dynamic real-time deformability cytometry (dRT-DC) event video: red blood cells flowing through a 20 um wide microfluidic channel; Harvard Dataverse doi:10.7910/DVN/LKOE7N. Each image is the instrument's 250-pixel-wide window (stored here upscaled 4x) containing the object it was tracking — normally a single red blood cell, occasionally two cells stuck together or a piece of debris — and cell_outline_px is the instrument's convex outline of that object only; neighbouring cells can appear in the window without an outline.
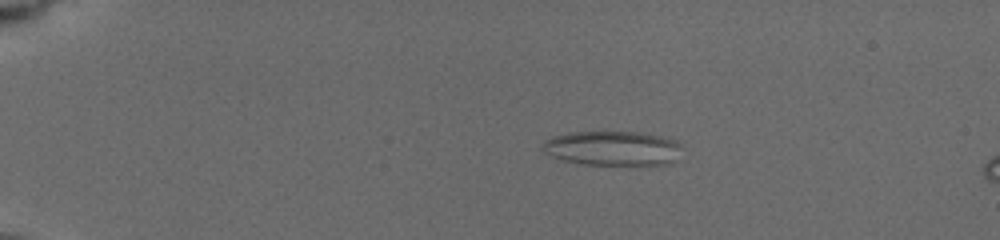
{"species": "common noctule bat (a hibernating species)", "species_latin": "Nyctalus noctula", "temperature_condition": "cold", "stored_images_in_passage": 8, "camera_frame_rate_fps": 3000, "um_per_image_px": 0.085, "animal": {"sex": "female", "body_mass_g": 19.5, "forearm_length_mm": 54.1}, "frame": {"image": 1, "passage_image": 5, "time_ms": 4.0, "image_size_px": [1000, 240], "cell_outline_px": [[680, 144], [672, 160], [664, 164], [584, 164], [564, 160], [552, 156], [544, 152], [540, 148], [544, 140], [552, 136], [568, 132], [640, 132], [660, 136], [676, 140]], "centroid_in_image_um": [51.95, 12.58], "position_along_channel_um": 33.0, "area_um2": 27.57}}